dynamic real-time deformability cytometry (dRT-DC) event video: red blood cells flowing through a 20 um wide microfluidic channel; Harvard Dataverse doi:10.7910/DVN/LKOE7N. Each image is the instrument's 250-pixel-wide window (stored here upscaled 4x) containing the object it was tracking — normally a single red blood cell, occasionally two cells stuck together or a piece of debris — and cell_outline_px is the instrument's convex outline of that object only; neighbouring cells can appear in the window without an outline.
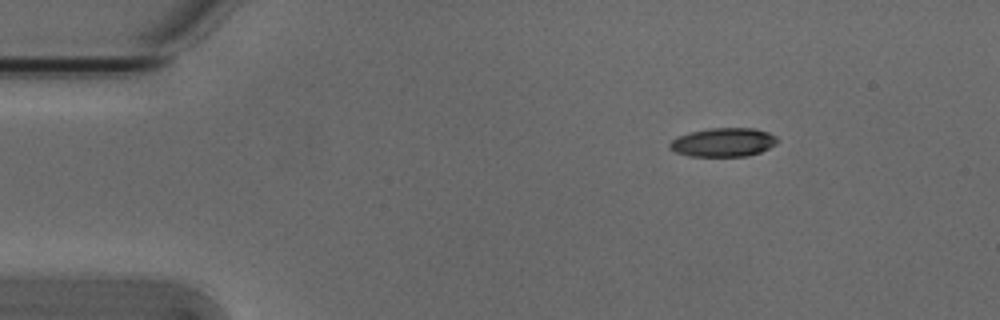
{"species": "Egyptian fruit bat (a non-hibernating species)", "species_latin": "Rousettus aegyptiacus", "temperature_condition": "cold", "stored_images_in_passage": 3, "camera_frame_rate_fps": 3000, "um_per_image_px": 0.085, "animal": {"sex": "male"}, "frame": {"image": 1, "passage_image": 1, "time_ms": 0.0, "image_size_px": [1000, 320], "cell_outline_px": [[776, 144], [760, 152], [748, 156], [688, 156], [676, 152], [668, 148], [668, 144], [676, 136], [688, 132], [712, 128], [756, 128], [768, 132], [776, 136]], "centroid_in_image_um": [61.44, 12.09], "position_along_channel_um": 23.6, "area_um2": 18.15}}